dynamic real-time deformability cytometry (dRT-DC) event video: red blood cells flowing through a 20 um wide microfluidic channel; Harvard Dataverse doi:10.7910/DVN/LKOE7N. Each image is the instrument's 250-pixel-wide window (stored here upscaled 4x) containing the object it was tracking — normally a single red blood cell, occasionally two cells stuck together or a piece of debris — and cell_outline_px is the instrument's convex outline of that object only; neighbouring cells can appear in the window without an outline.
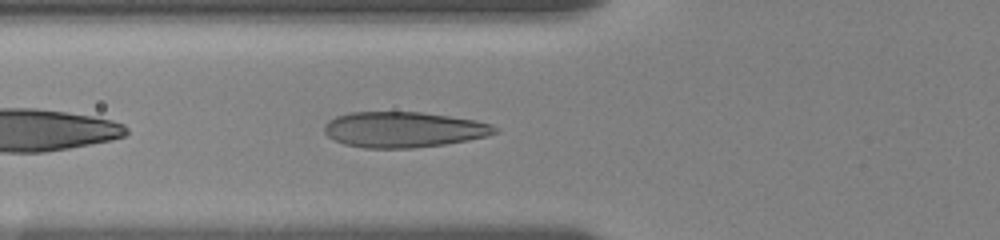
{"species": "human", "species_latin": "Homo sapiens", "temperature_condition": "room temperature", "stored_images_in_passage": 22, "camera_frame_rate_fps": 3000, "um_per_image_px": 0.085, "donor": {"sex": "female"}, "frame": {"image": 1, "passage_image": 8, "time_ms": 6.333, "image_size_px": [1000, 240], "cell_outline_px": [[500, 132], [488, 136], [468, 140], [444, 144], [412, 148], [364, 148], [344, 144], [328, 136], [324, 132], [324, 124], [328, 120], [336, 116], [352, 112], [420, 112], [476, 120], [492, 124]], "centroid_in_image_um": [34.31, 11.01], "position_along_channel_um": 91.5, "area_um2": 35.43}}
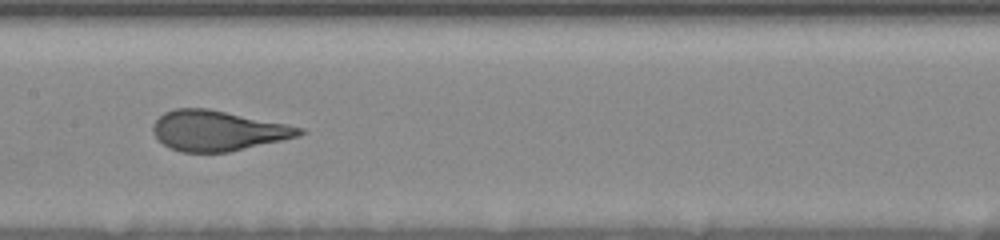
{"frame": {"image": 2, "passage_image": 14, "time_ms": 9.0, "image_size_px": [1000, 240], "cell_outline_px": [[308, 132], [300, 136], [228, 152], [180, 152], [164, 144], [152, 132], [152, 124], [164, 112], [176, 108], [208, 108], [288, 124], [304, 128]], "centroid_in_image_um": [18.54, 11.1], "position_along_channel_um": 188.9, "area_um2": 34.33}}
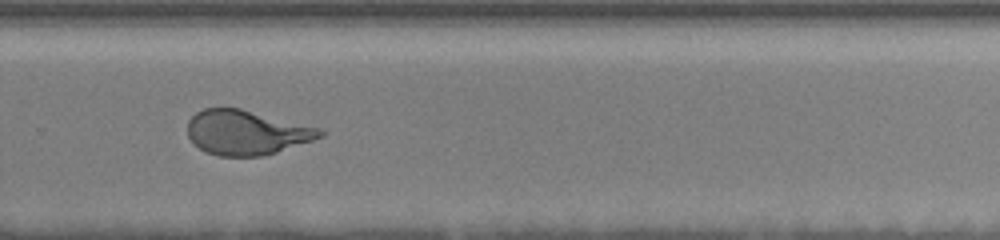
{"frame": {"image": 3, "passage_image": 21, "time_ms": 12.333, "image_size_px": [1000, 240], "cell_outline_px": [[324, 136], [276, 152], [260, 156], [216, 156], [204, 152], [192, 144], [188, 136], [188, 120], [196, 112], [204, 108], [240, 108], [320, 128], [324, 132]], "centroid_in_image_um": [20.9, 11.27], "position_along_channel_um": 308.9, "area_um2": 34.45}}